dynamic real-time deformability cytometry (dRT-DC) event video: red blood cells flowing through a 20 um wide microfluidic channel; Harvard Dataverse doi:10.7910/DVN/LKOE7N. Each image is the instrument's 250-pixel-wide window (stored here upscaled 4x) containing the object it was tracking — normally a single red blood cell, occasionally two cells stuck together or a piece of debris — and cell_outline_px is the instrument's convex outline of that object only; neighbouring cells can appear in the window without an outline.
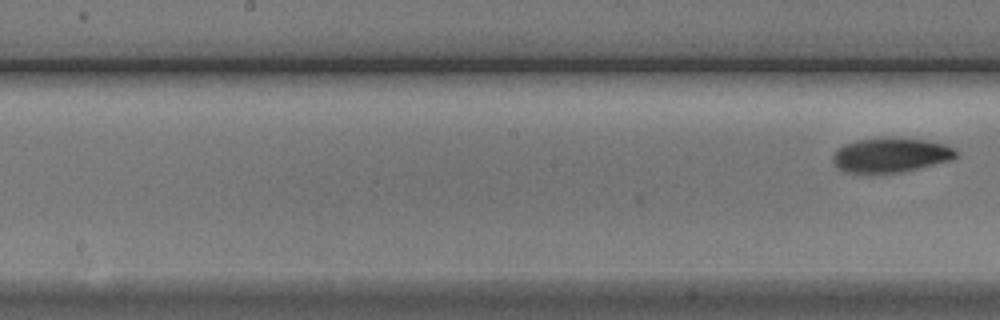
{"species": "Egyptian fruit bat (a non-hibernating species)", "species_latin": "Rousettus aegyptiacus", "temperature_condition": "cold", "stored_images_in_passage": 10, "segment_of_instrument_passage": [2, 2], "camera_frame_rate_fps": 3000, "um_per_image_px": 0.085, "animal": {"sex": "male"}, "frame": {"image": 1, "passage_image": 10, "time_ms": 11.667, "image_size_px": [1000, 320], "cell_outline_px": [[960, 152], [952, 160], [900, 172], [844, 172], [832, 160], [832, 156], [844, 144], [860, 140], [884, 136], [892, 136], [924, 140], [944, 144]], "centroid_in_image_um": [75.74, 13.15], "position_along_channel_um": 172.5, "area_um2": 24.62}}